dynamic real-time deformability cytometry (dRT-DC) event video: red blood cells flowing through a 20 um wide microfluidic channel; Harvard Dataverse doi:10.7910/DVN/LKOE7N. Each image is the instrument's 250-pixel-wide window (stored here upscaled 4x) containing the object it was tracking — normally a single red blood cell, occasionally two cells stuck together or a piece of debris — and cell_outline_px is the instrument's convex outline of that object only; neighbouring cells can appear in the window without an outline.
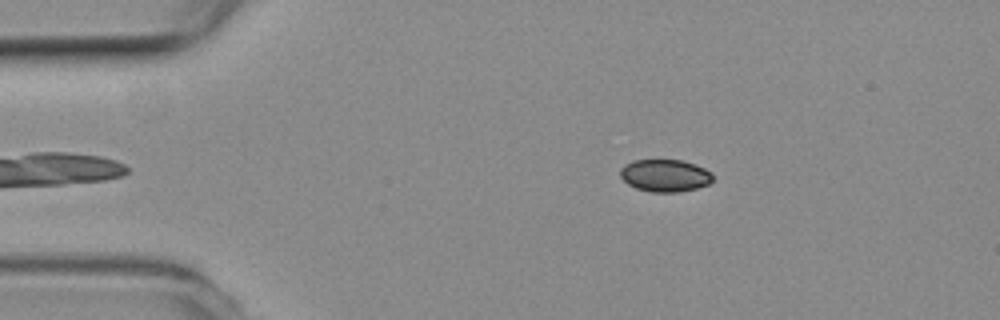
{"species": "common noctule bat (a hibernating species)", "species_latin": "Nyctalus noctula", "temperature_condition": "room temperature", "stored_images_in_passage": 22, "camera_frame_rate_fps": 3000, "um_per_image_px": 0.085, "animal": {"sex": "female", "body_mass_g": 19.3, "forearm_length_mm": 54.1}, "frame": {"image": 1, "passage_image": 2, "time_ms": 0.333, "image_size_px": [1000, 320], "cell_outline_px": [[712, 180], [708, 184], [696, 188], [680, 192], [652, 192], [636, 188], [628, 184], [620, 176], [620, 168], [624, 164], [632, 160], [680, 160], [704, 168], [712, 172]], "centroid_in_image_um": [56.5, 14.92], "position_along_channel_um": 28.5, "area_um2": 17.4}}
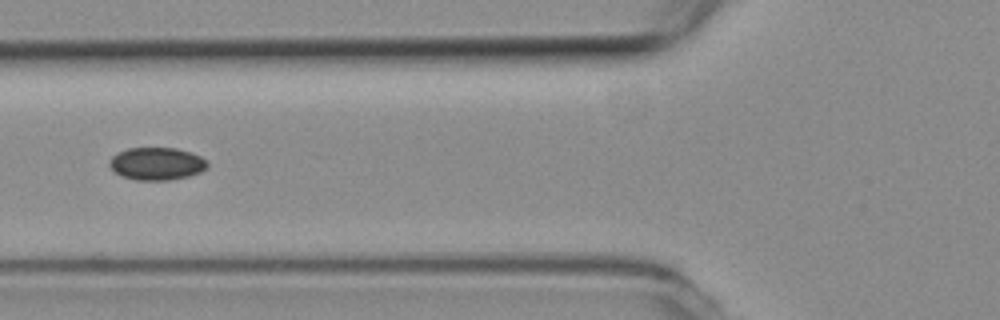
{"frame": {"image": 2, "passage_image": 13, "time_ms": 4.0, "image_size_px": [1000, 320], "cell_outline_px": [[208, 168], [200, 172], [188, 176], [168, 180], [136, 180], [120, 176], [108, 164], [112, 156], [128, 148], [176, 148], [200, 156], [208, 164]], "centroid_in_image_um": [13.31, 13.92], "position_along_channel_um": 112.5, "area_um2": 18.44}}
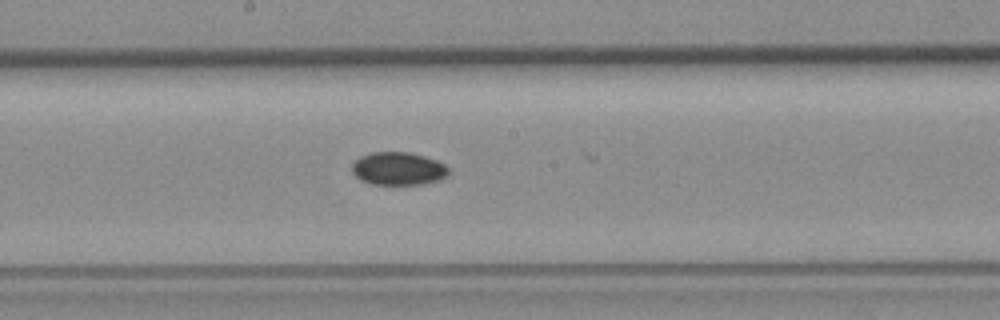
{"frame": {"image": 3, "passage_image": 21, "time_ms": 6.667, "image_size_px": [1000, 320], "cell_outline_px": [[448, 172], [440, 180], [420, 184], [372, 184], [360, 180], [352, 172], [352, 164], [360, 156], [372, 152], [408, 152], [424, 156], [436, 160], [444, 164], [448, 168]], "centroid_in_image_um": [33.82, 14.33], "position_along_channel_um": 214.4, "area_um2": 18.44}}